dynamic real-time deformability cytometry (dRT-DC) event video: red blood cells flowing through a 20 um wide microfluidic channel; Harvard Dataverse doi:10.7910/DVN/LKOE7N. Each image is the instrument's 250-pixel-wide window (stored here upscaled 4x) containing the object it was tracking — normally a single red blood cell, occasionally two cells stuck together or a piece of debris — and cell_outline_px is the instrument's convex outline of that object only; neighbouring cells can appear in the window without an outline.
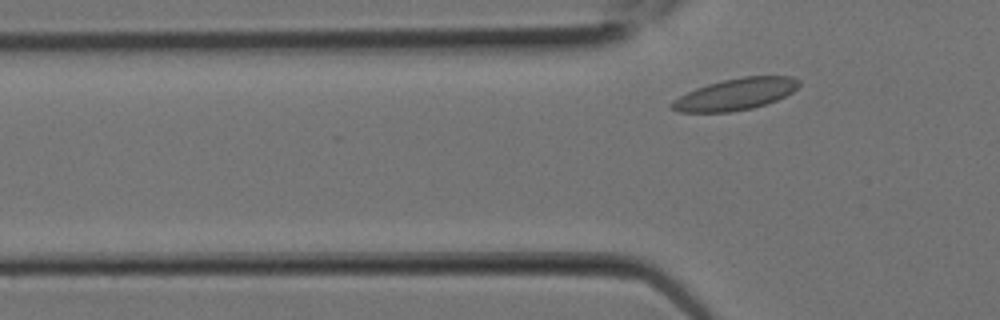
{"species": "Egyptian fruit bat (a non-hibernating species)", "species_latin": "Rousettus aegyptiacus", "temperature_condition": "room temperature", "stored_images_in_passage": 2, "camera_frame_rate_fps": 3000, "um_per_image_px": 0.085, "animal": {"sex": "female"}, "frame": {"image": 1, "passage_image": 2, "time_ms": 0.333, "image_size_px": [1000, 320], "cell_outline_px": [[800, 84], [792, 92], [776, 100], [752, 108], [732, 112], [680, 112], [672, 108], [668, 104], [672, 100], [696, 88], [708, 84], [724, 80], [744, 76], [792, 76], [800, 80]], "centroid_in_image_um": [62.51, 8.01], "position_along_channel_um": 63.3, "area_um2": 23.29}}